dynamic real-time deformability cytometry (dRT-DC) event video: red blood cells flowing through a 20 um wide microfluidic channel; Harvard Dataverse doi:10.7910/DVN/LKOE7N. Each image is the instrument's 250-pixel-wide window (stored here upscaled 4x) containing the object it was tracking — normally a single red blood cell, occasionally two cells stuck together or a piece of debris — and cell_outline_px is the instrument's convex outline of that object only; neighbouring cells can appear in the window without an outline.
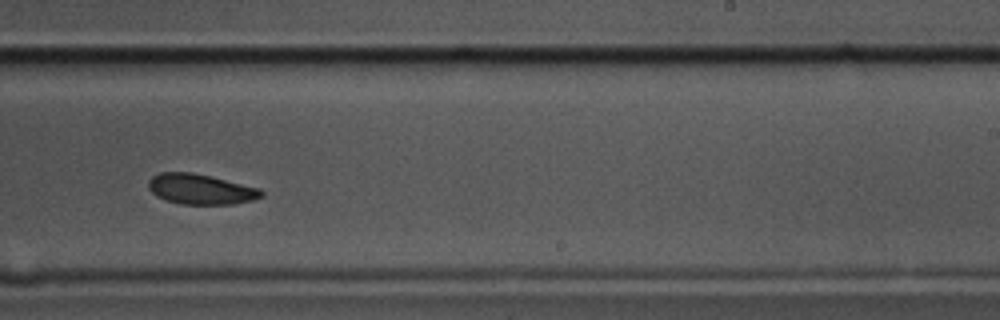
{"species": "common noctule bat (a hibernating species)", "species_latin": "Nyctalus noctula", "temperature_condition": "cold", "stored_images_in_passage": 9, "camera_frame_rate_fps": 3000, "um_per_image_px": 0.085, "animal": {"sex": "male", "body_mass_g": 17.5, "forearm_length_mm": 52.3}, "frame": {"image": 1, "passage_image": 7, "time_ms": 2.0, "image_size_px": [1000, 320], "cell_outline_px": [[264, 196], [252, 200], [232, 204], [180, 204], [156, 196], [148, 188], [148, 180], [152, 176], [160, 172], [192, 172], [212, 176], [260, 188], [264, 192]], "centroid_in_image_um": [17.06, 16.07], "position_along_channel_um": 271.9, "area_um2": 20.06}}
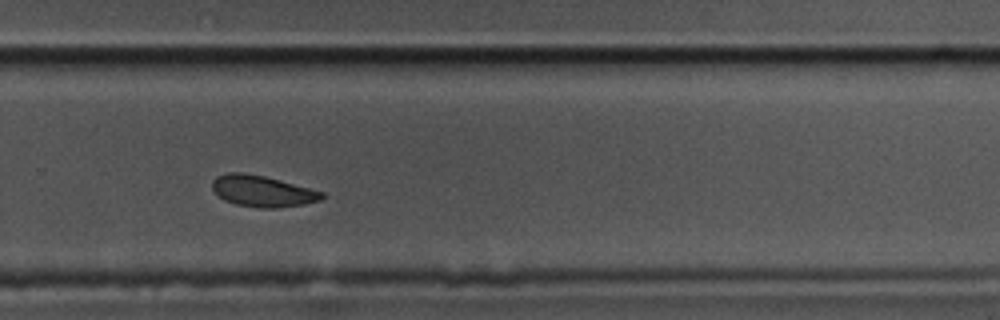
{"frame": {"image": 2, "passage_image": 8, "time_ms": 2.333, "image_size_px": [1000, 320], "cell_outline_px": [[324, 196], [320, 200], [304, 204], [276, 208], [260, 208], [236, 204], [224, 200], [212, 188], [212, 180], [216, 176], [228, 172], [244, 172], [264, 176], [280, 180], [324, 192]], "centroid_in_image_um": [22.29, 16.24], "position_along_channel_um": 307.5, "area_um2": 19.88}}
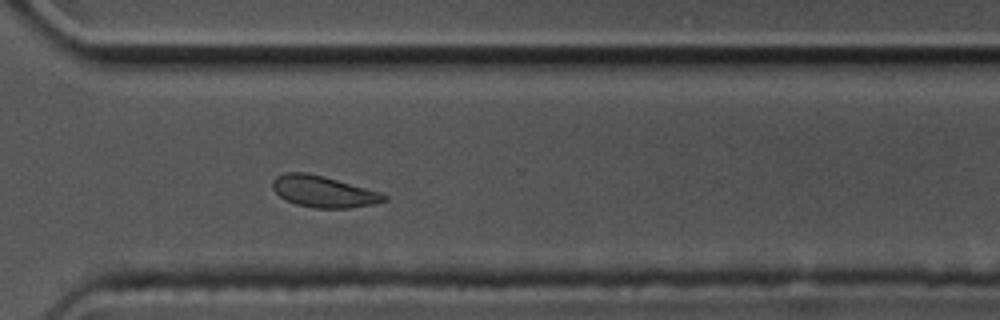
{"frame": {"image": 3, "passage_image": 9, "time_ms": 2.667, "image_size_px": [1000, 320], "cell_outline_px": [[388, 200], [376, 204], [352, 208], [316, 208], [296, 204], [280, 196], [272, 188], [272, 180], [276, 176], [284, 172], [304, 172], [324, 176], [380, 192], [388, 196]], "centroid_in_image_um": [27.51, 16.28], "position_along_channel_um": 343.1, "area_um2": 20.46}}